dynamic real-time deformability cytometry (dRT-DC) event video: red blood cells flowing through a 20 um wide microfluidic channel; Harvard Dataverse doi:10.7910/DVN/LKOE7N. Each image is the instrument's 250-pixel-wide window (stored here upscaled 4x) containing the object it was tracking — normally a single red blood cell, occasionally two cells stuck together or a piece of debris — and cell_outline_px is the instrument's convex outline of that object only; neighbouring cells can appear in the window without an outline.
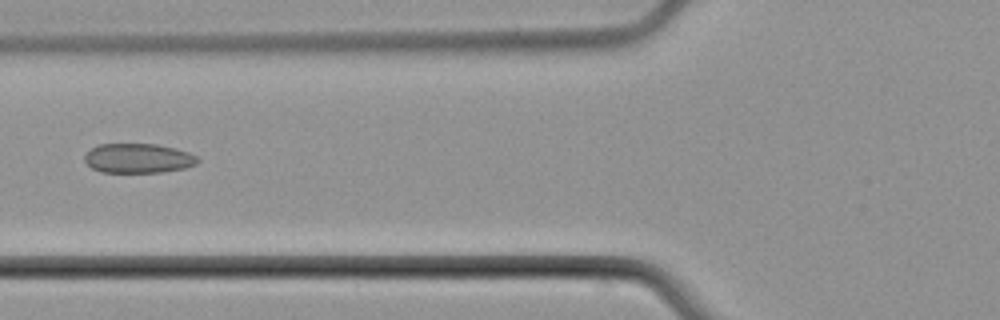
{"species": "common noctule bat (a hibernating species)", "species_latin": "Nyctalus noctula", "temperature_condition": "cold", "stored_images_in_passage": 3, "camera_frame_rate_fps": 3000, "um_per_image_px": 0.085, "animal": {"sex": "male", "body_mass_g": 21.5, "forearm_length_mm": 52.0}, "frame": {"image": 1, "passage_image": 3, "time_ms": 2.667, "image_size_px": [1000, 320], "cell_outline_px": [[200, 160], [196, 164], [184, 168], [160, 172], [100, 172], [92, 168], [84, 160], [84, 156], [92, 148], [100, 144], [156, 144], [176, 148], [188, 152], [196, 156]], "centroid_in_image_um": [11.75, 13.45], "position_along_channel_um": 114.0, "area_um2": 19.36}}